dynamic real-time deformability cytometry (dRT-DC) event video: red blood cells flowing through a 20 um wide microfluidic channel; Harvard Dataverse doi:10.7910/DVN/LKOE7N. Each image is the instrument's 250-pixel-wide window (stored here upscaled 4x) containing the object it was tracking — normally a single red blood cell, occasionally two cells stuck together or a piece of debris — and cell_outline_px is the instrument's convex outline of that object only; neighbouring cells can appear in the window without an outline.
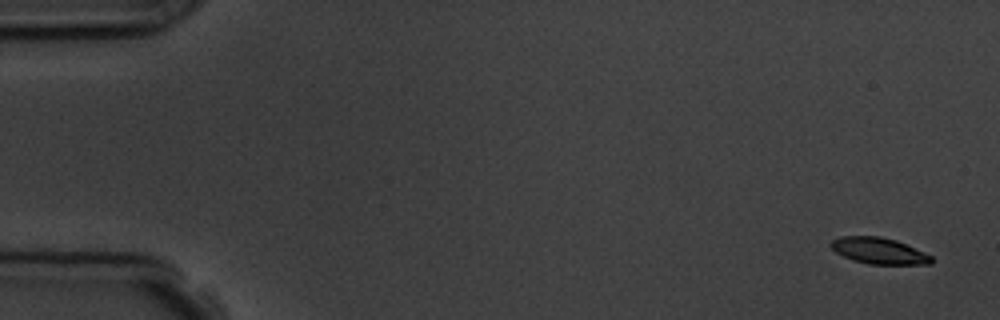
{"species": "common noctule bat (a hibernating species)", "species_latin": "Nyctalus noctula", "temperature_condition": "room temperature", "stored_images_in_passage": 5, "camera_frame_rate_fps": 3000, "um_per_image_px": 0.085, "animal": {"sex": "male", "body_mass_g": 19.5, "forearm_length_mm": 54.6}, "frame": {"image": 1, "passage_image": 1, "time_ms": 0.0, "image_size_px": [1000, 320], "cell_outline_px": [[932, 264], [868, 264], [852, 260], [836, 252], [828, 244], [832, 240], [840, 236], [880, 236], [896, 240], [924, 252], [932, 256]], "centroid_in_image_um": [74.69, 21.31], "position_along_channel_um": 10.3, "area_um2": 15.37}}
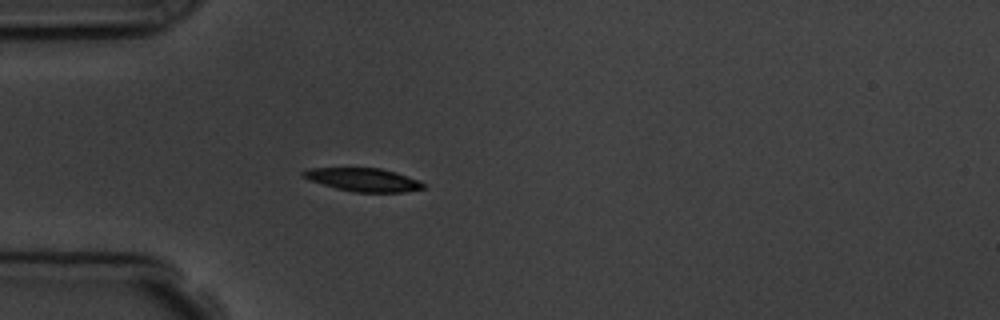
{"frame": {"image": 2, "passage_image": 5, "time_ms": 4.667, "image_size_px": [1000, 320], "cell_outline_px": [[424, 188], [404, 192], [352, 192], [336, 188], [308, 180], [300, 176], [300, 172], [308, 168], [380, 168], [396, 172], [416, 180], [424, 184]], "centroid_in_image_um": [30.79, 15.27], "position_along_channel_um": 54.2, "area_um2": 16.24}}